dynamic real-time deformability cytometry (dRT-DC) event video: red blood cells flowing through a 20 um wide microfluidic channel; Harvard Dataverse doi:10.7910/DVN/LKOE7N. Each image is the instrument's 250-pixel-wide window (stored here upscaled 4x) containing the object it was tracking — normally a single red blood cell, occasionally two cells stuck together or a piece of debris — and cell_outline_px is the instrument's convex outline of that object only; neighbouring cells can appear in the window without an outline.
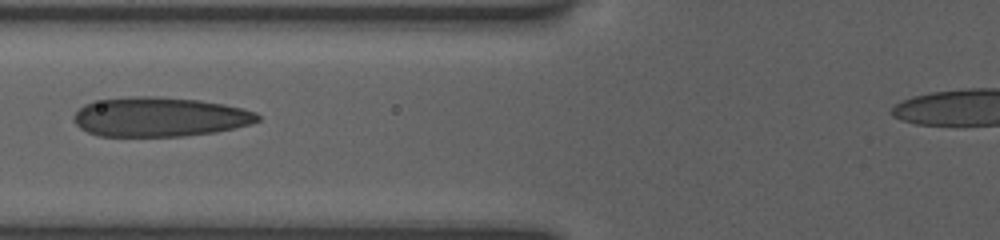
{"species": "human", "species_latin": "Homo sapiens", "temperature_condition": "room temperature", "stored_images_in_passage": 23, "camera_frame_rate_fps": 3000, "um_per_image_px": 0.085, "donor": {"sex": "female"}, "frame": {"image": 1, "passage_image": 3, "time_ms": 2.0, "image_size_px": [1000, 240], "cell_outline_px": [[260, 120], [248, 124], [216, 132], [184, 136], [100, 136], [88, 132], [80, 128], [72, 120], [72, 116], [84, 104], [104, 100], [128, 96], [156, 96], [200, 100], [224, 104], [244, 108], [256, 112], [260, 116]], "centroid_in_image_um": [13.57, 9.93], "position_along_channel_um": 112.2, "area_um2": 42.31}}
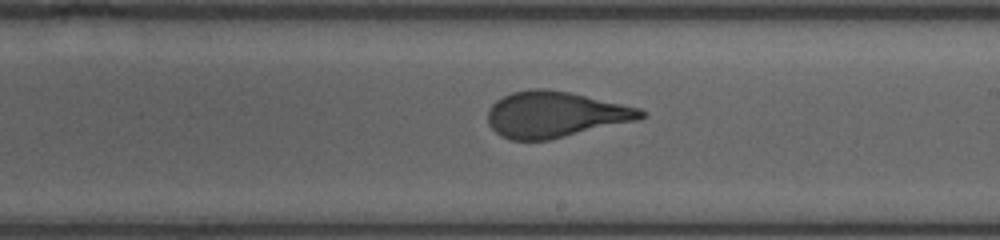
{"frame": {"image": 2, "passage_image": 8, "time_ms": 5.333, "image_size_px": [1000, 240], "cell_outline_px": [[648, 116], [640, 120], [548, 140], [508, 140], [500, 136], [488, 124], [488, 112], [492, 104], [496, 100], [512, 92], [532, 88], [544, 88], [568, 92], [640, 108], [648, 112]], "centroid_in_image_um": [47.21, 9.74], "position_along_channel_um": 241.8, "area_um2": 41.15}}
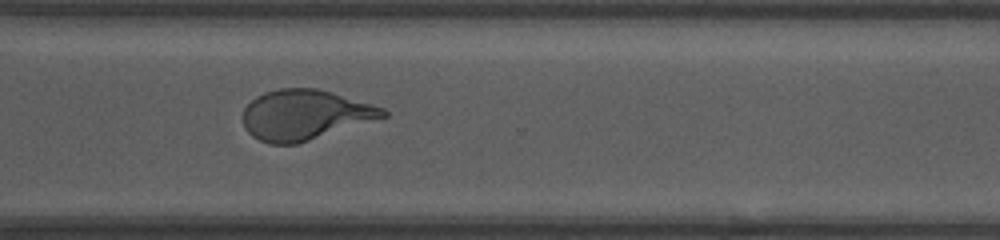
{"frame": {"image": 3, "passage_image": 15, "time_ms": 8.0, "image_size_px": [1000, 240], "cell_outline_px": [[388, 116], [296, 144], [268, 144], [252, 136], [244, 128], [244, 108], [256, 96], [264, 92], [280, 88], [316, 88], [332, 92], [372, 104], [384, 108], [388, 112]], "centroid_in_image_um": [25.9, 9.76], "position_along_channel_um": 344.7, "area_um2": 40.69}}